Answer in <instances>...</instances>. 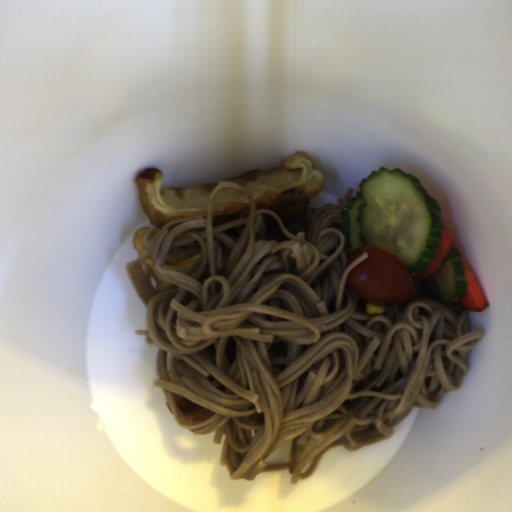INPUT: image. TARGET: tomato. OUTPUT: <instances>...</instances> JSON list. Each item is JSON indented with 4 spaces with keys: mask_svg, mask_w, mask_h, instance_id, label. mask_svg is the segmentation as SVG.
Returning <instances> with one entry per match:
<instances>
[{
    "mask_svg": "<svg viewBox=\"0 0 512 512\" xmlns=\"http://www.w3.org/2000/svg\"><path fill=\"white\" fill-rule=\"evenodd\" d=\"M363 253L367 258L347 276L356 296L367 304L384 307L401 304L412 297L414 279L397 254L384 248L362 245L350 253L347 266Z\"/></svg>",
    "mask_w": 512,
    "mask_h": 512,
    "instance_id": "1",
    "label": "tomato"
}]
</instances>
